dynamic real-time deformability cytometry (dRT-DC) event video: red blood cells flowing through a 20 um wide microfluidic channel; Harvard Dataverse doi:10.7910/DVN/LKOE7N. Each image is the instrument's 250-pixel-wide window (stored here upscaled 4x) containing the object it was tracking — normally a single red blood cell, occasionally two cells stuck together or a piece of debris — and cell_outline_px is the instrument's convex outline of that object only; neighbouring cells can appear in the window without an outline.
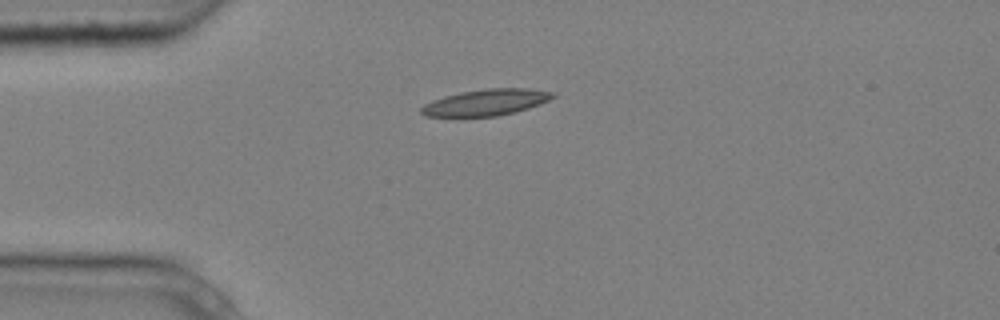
{"species": "common noctule bat (a hibernating species)", "species_latin": "Nyctalus noctula", "temperature_condition": "cold", "stored_images_in_passage": 3, "camera_frame_rate_fps": 3000, "um_per_image_px": 0.085, "animal": {"sex": "male", "body_mass_g": 20.4}, "frame": {"image": 1, "passage_image": 1, "time_ms": 0.0, "image_size_px": [1000, 320], "cell_outline_px": [[556, 96], [540, 104], [516, 112], [496, 116], [424, 116], [420, 112], [420, 108], [424, 104], [432, 100], [444, 96], [460, 92], [488, 88], [528, 88], [556, 92]], "centroid_in_image_um": [41.33, 8.69], "position_along_channel_um": 43.7, "area_um2": 20.23}}
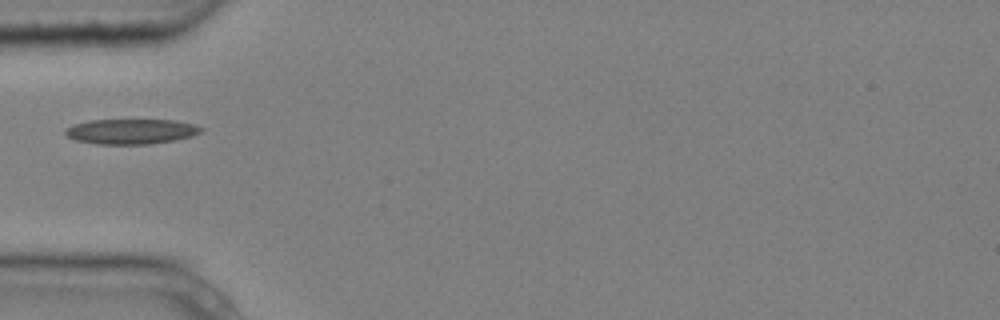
{"frame": {"image": 2, "passage_image": 2, "time_ms": 0.333, "image_size_px": [1000, 320], "cell_outline_px": [[204, 132], [192, 136], [176, 140], [148, 144], [96, 144], [76, 140], [68, 136], [64, 132], [64, 128], [88, 120], [176, 120], [196, 124], [204, 128]], "centroid_in_image_um": [11.2, 11.17], "position_along_channel_um": 73.8, "area_um2": 20.06}}
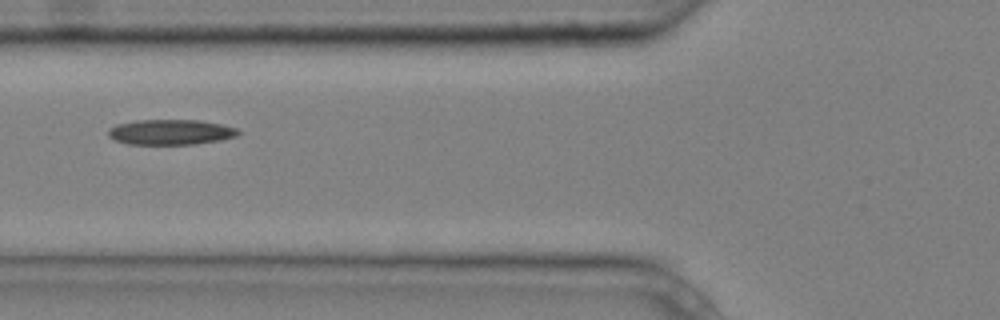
{"frame": {"image": 3, "passage_image": 3, "time_ms": 0.667, "image_size_px": [1000, 320], "cell_outline_px": [[240, 132], [236, 136], [220, 140], [196, 144], [128, 144], [116, 140], [108, 136], [108, 128], [116, 124], [136, 120], [200, 120], [220, 124], [236, 128]], "centroid_in_image_um": [14.48, 11.22], "position_along_channel_um": 111.3, "area_um2": 19.13}}